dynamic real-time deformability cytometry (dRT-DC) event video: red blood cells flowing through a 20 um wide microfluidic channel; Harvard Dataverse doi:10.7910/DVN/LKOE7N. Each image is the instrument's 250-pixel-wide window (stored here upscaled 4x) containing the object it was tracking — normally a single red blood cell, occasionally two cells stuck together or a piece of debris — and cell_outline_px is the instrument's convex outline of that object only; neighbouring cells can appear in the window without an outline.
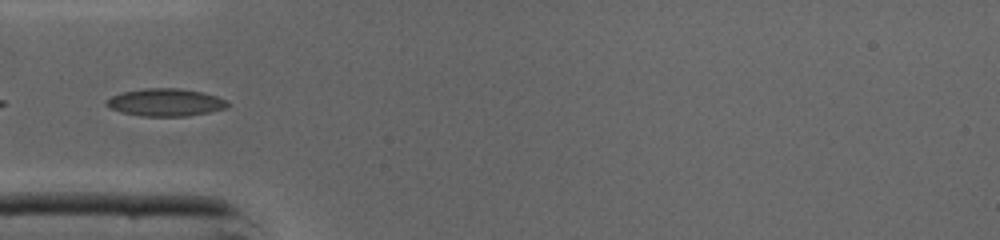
{"species": "common noctule bat (a hibernating species)", "species_latin": "Nyctalus noctula", "temperature_condition": "cold", "stored_images_in_passage": 7, "camera_frame_rate_fps": 3000, "um_per_image_px": 0.085, "animal": {"sex": "male", "body_mass_g": 19.0, "forearm_length_mm": 50.8}, "frame": {"image": 1, "passage_image": 5, "time_ms": 1.333, "image_size_px": [1000, 240], "cell_outline_px": [[228, 104], [224, 108], [208, 112], [188, 116], [140, 116], [120, 112], [104, 104], [112, 96], [120, 92], [144, 88], [180, 88], [200, 92], [216, 96], [224, 100]], "centroid_in_image_um": [14.01, 8.7], "position_along_channel_um": 71.0, "area_um2": 19.25}}